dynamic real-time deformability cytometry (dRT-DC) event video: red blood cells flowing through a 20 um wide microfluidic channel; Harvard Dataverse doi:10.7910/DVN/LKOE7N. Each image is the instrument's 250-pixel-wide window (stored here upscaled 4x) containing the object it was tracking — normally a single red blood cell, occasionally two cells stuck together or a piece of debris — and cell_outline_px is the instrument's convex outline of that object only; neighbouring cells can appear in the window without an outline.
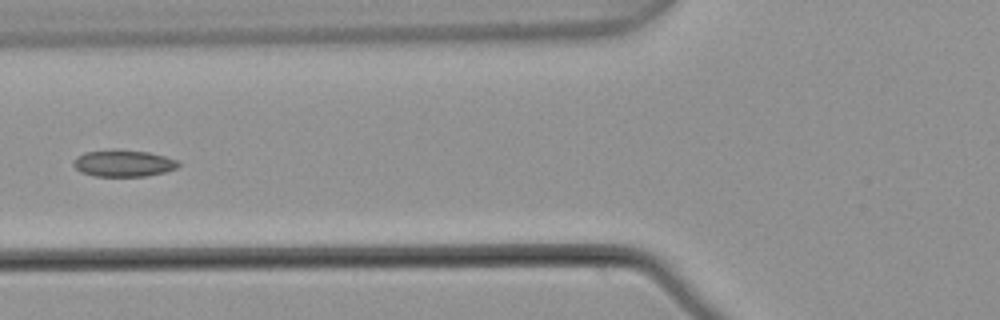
{"species": "common noctule bat (a hibernating species)", "species_latin": "Nyctalus noctula", "temperature_condition": "warm", "stored_images_in_passage": 6, "camera_frame_rate_fps": 3000, "um_per_image_px": 0.085, "animal": {"sex": "male", "body_mass_g": 21.5, "forearm_length_mm": 52.0}, "frame": {"image": 1, "passage_image": 6, "time_ms": 1.667, "image_size_px": [1000, 320], "cell_outline_px": [[180, 164], [176, 168], [164, 172], [144, 176], [96, 176], [80, 172], [72, 164], [84, 152], [148, 152], [164, 156], [176, 160]], "centroid_in_image_um": [10.52, 13.93], "position_along_channel_um": 115.3, "area_um2": 15.37}}